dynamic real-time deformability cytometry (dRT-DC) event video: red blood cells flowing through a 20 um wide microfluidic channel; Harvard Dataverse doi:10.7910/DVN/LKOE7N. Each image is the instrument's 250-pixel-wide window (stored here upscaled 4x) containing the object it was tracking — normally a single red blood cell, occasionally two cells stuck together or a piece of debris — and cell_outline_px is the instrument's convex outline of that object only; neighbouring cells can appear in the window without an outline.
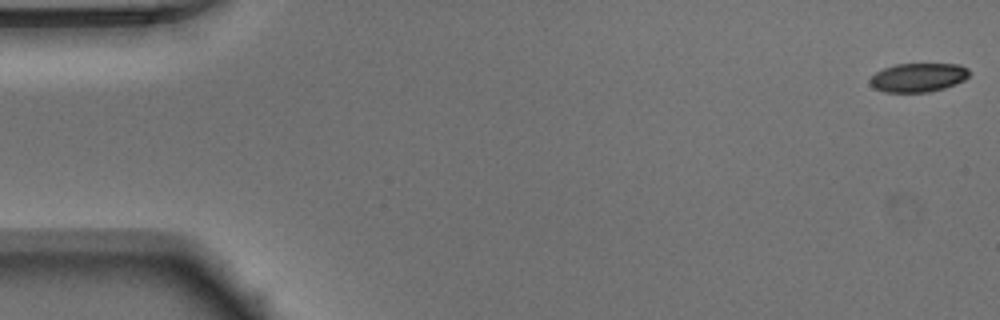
{"species": "Egyptian fruit bat (a non-hibernating species)", "species_latin": "Rousettus aegyptiacus", "temperature_condition": "warm", "stored_images_in_passage": 10, "camera_frame_rate_fps": 3000, "um_per_image_px": 0.085, "animal": {"sex": "male"}, "frame": {"image": 1, "passage_image": 1, "time_ms": 0.0, "image_size_px": [1000, 320], "cell_outline_px": [[968, 76], [964, 80], [956, 84], [944, 88], [928, 92], [884, 92], [872, 88], [868, 80], [876, 72], [884, 68], [896, 64], [960, 64], [968, 68]], "centroid_in_image_um": [78.02, 6.59], "position_along_channel_um": 7.0, "area_um2": 16.76}}